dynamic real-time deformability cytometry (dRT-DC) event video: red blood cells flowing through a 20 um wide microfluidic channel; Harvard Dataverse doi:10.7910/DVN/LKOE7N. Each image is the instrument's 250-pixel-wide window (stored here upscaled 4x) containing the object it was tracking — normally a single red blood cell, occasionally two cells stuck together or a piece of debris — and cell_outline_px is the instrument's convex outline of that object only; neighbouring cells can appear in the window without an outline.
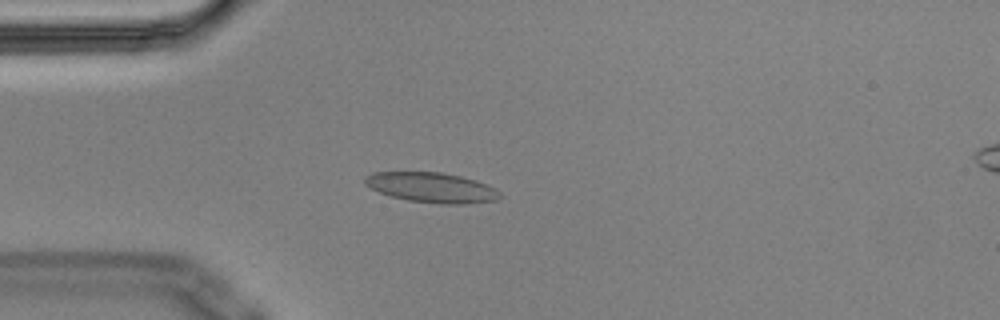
{"species": "Egyptian fruit bat (a non-hibernating species)", "species_latin": "Rousettus aegyptiacus", "temperature_condition": "cold", "stored_images_in_passage": 1, "camera_frame_rate_fps": 3000, "um_per_image_px": 0.085, "animal": {"sex": "male"}, "frame": {"image": 1, "passage_image": 1, "time_ms": 0.0, "image_size_px": [1000, 320], "cell_outline_px": [[500, 196], [496, 200], [460, 204], [440, 204], [408, 200], [392, 196], [380, 192], [364, 184], [364, 176], [372, 172], [440, 172], [460, 176], [476, 180], [496, 188], [500, 192]], "centroid_in_image_um": [36.68, 15.93], "position_along_channel_um": 48.3, "area_um2": 23.52}}